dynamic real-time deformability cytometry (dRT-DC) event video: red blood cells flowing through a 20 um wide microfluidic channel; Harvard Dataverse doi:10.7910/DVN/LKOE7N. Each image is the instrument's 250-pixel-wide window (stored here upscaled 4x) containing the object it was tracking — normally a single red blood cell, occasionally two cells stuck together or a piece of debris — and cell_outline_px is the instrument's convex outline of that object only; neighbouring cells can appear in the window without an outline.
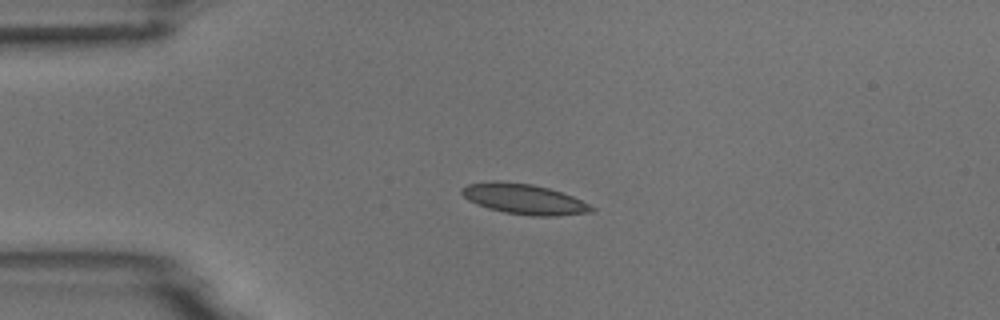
{"species": "common noctule bat (a hibernating species)", "species_latin": "Nyctalus noctula", "temperature_condition": "room temperature", "stored_images_in_passage": 8, "camera_frame_rate_fps": 3000, "um_per_image_px": 0.085, "animal": {"sex": "male", "body_mass_g": 18.8}, "frame": {"image": 1, "passage_image": 1, "time_ms": 0.0, "image_size_px": [1000, 320], "cell_outline_px": [[596, 208], [592, 212], [556, 216], [532, 216], [504, 212], [488, 208], [468, 200], [460, 192], [460, 188], [468, 184], [532, 184], [548, 188], [572, 196]], "centroid_in_image_um": [44.61, 16.98], "position_along_channel_um": 40.4, "area_um2": 21.91}}
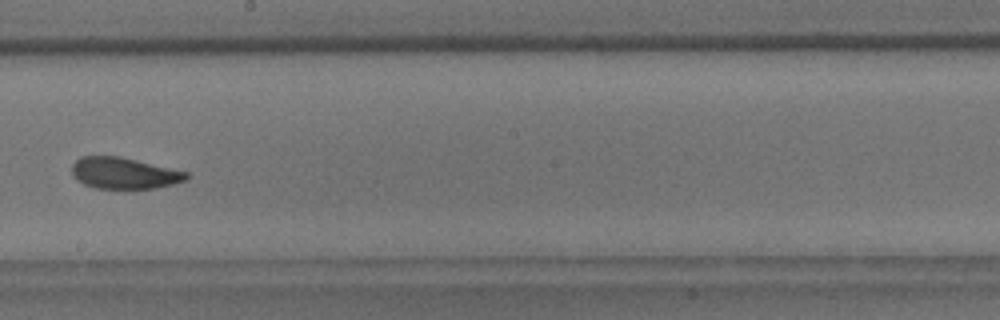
{"frame": {"image": 2, "passage_image": 6, "time_ms": 6.0, "image_size_px": [1000, 320], "cell_outline_px": [[188, 176], [184, 180], [172, 184], [156, 188], [96, 188], [84, 184], [76, 180], [72, 172], [72, 164], [80, 156], [116, 156], [136, 160], [188, 172]], "centroid_in_image_um": [10.5, 14.71], "position_along_channel_um": 237.7, "area_um2": 20.63}}